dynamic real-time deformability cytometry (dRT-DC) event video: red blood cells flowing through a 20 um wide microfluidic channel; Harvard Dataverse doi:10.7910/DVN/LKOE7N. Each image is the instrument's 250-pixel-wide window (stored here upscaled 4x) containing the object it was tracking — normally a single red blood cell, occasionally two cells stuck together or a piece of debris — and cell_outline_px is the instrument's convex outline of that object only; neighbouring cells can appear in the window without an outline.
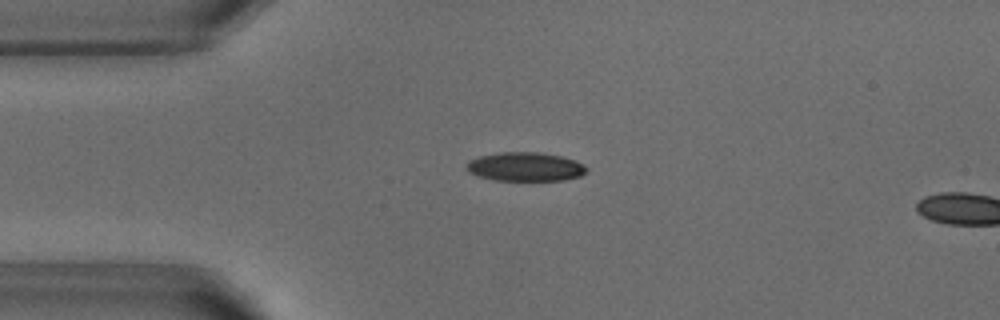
{"species": "common noctule bat (a hibernating species)", "species_latin": "Nyctalus noctula", "temperature_condition": "warm", "stored_images_in_passage": 14, "camera_frame_rate_fps": 3000, "um_per_image_px": 0.085, "animal": {"sex": "male", "body_mass_g": 18.8}, "frame": {"image": 1, "passage_image": 12, "time_ms": 3.667, "image_size_px": [1000, 320], "cell_outline_px": [[588, 168], [580, 176], [564, 180], [492, 180], [468, 172], [464, 168], [468, 160], [480, 156], [500, 152], [540, 152], [560, 156], [576, 160], [584, 164]], "centroid_in_image_um": [44.63, 14.17], "position_along_channel_um": 40.4, "area_um2": 20.29}}